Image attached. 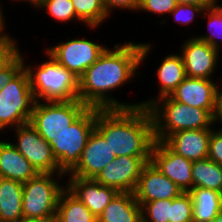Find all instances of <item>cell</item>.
<instances>
[{
	"label": "cell",
	"instance_id": "cell-1",
	"mask_svg": "<svg viewBox=\"0 0 222 222\" xmlns=\"http://www.w3.org/2000/svg\"><path fill=\"white\" fill-rule=\"evenodd\" d=\"M150 43L126 42L104 50L98 59L79 78V100L88 107L99 109L132 108L140 103H123L109 92L120 89L137 75V69L148 57ZM109 94V95H108ZM112 96V97H111Z\"/></svg>",
	"mask_w": 222,
	"mask_h": 222
},
{
	"label": "cell",
	"instance_id": "cell-2",
	"mask_svg": "<svg viewBox=\"0 0 222 222\" xmlns=\"http://www.w3.org/2000/svg\"><path fill=\"white\" fill-rule=\"evenodd\" d=\"M95 129L116 157H151L154 124L148 108H96Z\"/></svg>",
	"mask_w": 222,
	"mask_h": 222
},
{
	"label": "cell",
	"instance_id": "cell-3",
	"mask_svg": "<svg viewBox=\"0 0 222 222\" xmlns=\"http://www.w3.org/2000/svg\"><path fill=\"white\" fill-rule=\"evenodd\" d=\"M48 61L39 65L24 64L36 101H71L79 99V78L61 66L45 50ZM35 69V70H34Z\"/></svg>",
	"mask_w": 222,
	"mask_h": 222
},
{
	"label": "cell",
	"instance_id": "cell-4",
	"mask_svg": "<svg viewBox=\"0 0 222 222\" xmlns=\"http://www.w3.org/2000/svg\"><path fill=\"white\" fill-rule=\"evenodd\" d=\"M148 109L154 124L155 140L164 141L170 134L188 129H212L213 118L206 109H199L170 96L156 99Z\"/></svg>",
	"mask_w": 222,
	"mask_h": 222
},
{
	"label": "cell",
	"instance_id": "cell-5",
	"mask_svg": "<svg viewBox=\"0 0 222 222\" xmlns=\"http://www.w3.org/2000/svg\"><path fill=\"white\" fill-rule=\"evenodd\" d=\"M66 174L38 173L23 183V217L52 220L56 217L57 204L66 185L56 179ZM56 177V178H55Z\"/></svg>",
	"mask_w": 222,
	"mask_h": 222
},
{
	"label": "cell",
	"instance_id": "cell-6",
	"mask_svg": "<svg viewBox=\"0 0 222 222\" xmlns=\"http://www.w3.org/2000/svg\"><path fill=\"white\" fill-rule=\"evenodd\" d=\"M35 102L28 73L23 68L0 91V131L30 123Z\"/></svg>",
	"mask_w": 222,
	"mask_h": 222
},
{
	"label": "cell",
	"instance_id": "cell-7",
	"mask_svg": "<svg viewBox=\"0 0 222 222\" xmlns=\"http://www.w3.org/2000/svg\"><path fill=\"white\" fill-rule=\"evenodd\" d=\"M95 123L96 108L89 107L62 134L49 142L62 173L68 174L78 164Z\"/></svg>",
	"mask_w": 222,
	"mask_h": 222
},
{
	"label": "cell",
	"instance_id": "cell-8",
	"mask_svg": "<svg viewBox=\"0 0 222 222\" xmlns=\"http://www.w3.org/2000/svg\"><path fill=\"white\" fill-rule=\"evenodd\" d=\"M88 108L79 99L71 101H36L30 123L39 135L49 143L62 134Z\"/></svg>",
	"mask_w": 222,
	"mask_h": 222
},
{
	"label": "cell",
	"instance_id": "cell-9",
	"mask_svg": "<svg viewBox=\"0 0 222 222\" xmlns=\"http://www.w3.org/2000/svg\"><path fill=\"white\" fill-rule=\"evenodd\" d=\"M15 148L31 163L38 173L64 174L59 170L50 144L39 135L31 123L13 128Z\"/></svg>",
	"mask_w": 222,
	"mask_h": 222
},
{
	"label": "cell",
	"instance_id": "cell-10",
	"mask_svg": "<svg viewBox=\"0 0 222 222\" xmlns=\"http://www.w3.org/2000/svg\"><path fill=\"white\" fill-rule=\"evenodd\" d=\"M107 47L85 38H74L45 48L52 57L80 78Z\"/></svg>",
	"mask_w": 222,
	"mask_h": 222
},
{
	"label": "cell",
	"instance_id": "cell-11",
	"mask_svg": "<svg viewBox=\"0 0 222 222\" xmlns=\"http://www.w3.org/2000/svg\"><path fill=\"white\" fill-rule=\"evenodd\" d=\"M151 157L119 156L94 179L118 192H134L144 166Z\"/></svg>",
	"mask_w": 222,
	"mask_h": 222
},
{
	"label": "cell",
	"instance_id": "cell-12",
	"mask_svg": "<svg viewBox=\"0 0 222 222\" xmlns=\"http://www.w3.org/2000/svg\"><path fill=\"white\" fill-rule=\"evenodd\" d=\"M150 161L162 174L173 181L182 192H189L192 189L193 161L174 152L164 141H155Z\"/></svg>",
	"mask_w": 222,
	"mask_h": 222
},
{
	"label": "cell",
	"instance_id": "cell-13",
	"mask_svg": "<svg viewBox=\"0 0 222 222\" xmlns=\"http://www.w3.org/2000/svg\"><path fill=\"white\" fill-rule=\"evenodd\" d=\"M179 52L188 77L212 79L217 70L219 51L196 37L187 38Z\"/></svg>",
	"mask_w": 222,
	"mask_h": 222
},
{
	"label": "cell",
	"instance_id": "cell-14",
	"mask_svg": "<svg viewBox=\"0 0 222 222\" xmlns=\"http://www.w3.org/2000/svg\"><path fill=\"white\" fill-rule=\"evenodd\" d=\"M116 158L104 137L94 129L90 134L78 164L68 177L95 178Z\"/></svg>",
	"mask_w": 222,
	"mask_h": 222
},
{
	"label": "cell",
	"instance_id": "cell-15",
	"mask_svg": "<svg viewBox=\"0 0 222 222\" xmlns=\"http://www.w3.org/2000/svg\"><path fill=\"white\" fill-rule=\"evenodd\" d=\"M181 193H183L181 189L162 174L151 161L144 166L134 191L138 203L172 200Z\"/></svg>",
	"mask_w": 222,
	"mask_h": 222
},
{
	"label": "cell",
	"instance_id": "cell-16",
	"mask_svg": "<svg viewBox=\"0 0 222 222\" xmlns=\"http://www.w3.org/2000/svg\"><path fill=\"white\" fill-rule=\"evenodd\" d=\"M66 188L78 198L98 218L105 207L119 193L117 190L103 186L94 178L69 177Z\"/></svg>",
	"mask_w": 222,
	"mask_h": 222
},
{
	"label": "cell",
	"instance_id": "cell-17",
	"mask_svg": "<svg viewBox=\"0 0 222 222\" xmlns=\"http://www.w3.org/2000/svg\"><path fill=\"white\" fill-rule=\"evenodd\" d=\"M219 82L213 79L188 77L170 94L173 100L199 109H206L213 115L215 108V93Z\"/></svg>",
	"mask_w": 222,
	"mask_h": 222
},
{
	"label": "cell",
	"instance_id": "cell-18",
	"mask_svg": "<svg viewBox=\"0 0 222 222\" xmlns=\"http://www.w3.org/2000/svg\"><path fill=\"white\" fill-rule=\"evenodd\" d=\"M212 129H188L170 134L164 142L177 154L198 161L208 156Z\"/></svg>",
	"mask_w": 222,
	"mask_h": 222
},
{
	"label": "cell",
	"instance_id": "cell-19",
	"mask_svg": "<svg viewBox=\"0 0 222 222\" xmlns=\"http://www.w3.org/2000/svg\"><path fill=\"white\" fill-rule=\"evenodd\" d=\"M38 172L12 142L0 140V177L25 183Z\"/></svg>",
	"mask_w": 222,
	"mask_h": 222
},
{
	"label": "cell",
	"instance_id": "cell-20",
	"mask_svg": "<svg viewBox=\"0 0 222 222\" xmlns=\"http://www.w3.org/2000/svg\"><path fill=\"white\" fill-rule=\"evenodd\" d=\"M160 66L156 69L157 81L160 84L159 94L156 98L140 102V106L148 108L156 99L170 96L176 87L186 78L184 62L181 54L166 55Z\"/></svg>",
	"mask_w": 222,
	"mask_h": 222
},
{
	"label": "cell",
	"instance_id": "cell-21",
	"mask_svg": "<svg viewBox=\"0 0 222 222\" xmlns=\"http://www.w3.org/2000/svg\"><path fill=\"white\" fill-rule=\"evenodd\" d=\"M98 222H142L134 192H119L97 218Z\"/></svg>",
	"mask_w": 222,
	"mask_h": 222
},
{
	"label": "cell",
	"instance_id": "cell-22",
	"mask_svg": "<svg viewBox=\"0 0 222 222\" xmlns=\"http://www.w3.org/2000/svg\"><path fill=\"white\" fill-rule=\"evenodd\" d=\"M23 183L0 177V222H18L23 217Z\"/></svg>",
	"mask_w": 222,
	"mask_h": 222
},
{
	"label": "cell",
	"instance_id": "cell-23",
	"mask_svg": "<svg viewBox=\"0 0 222 222\" xmlns=\"http://www.w3.org/2000/svg\"><path fill=\"white\" fill-rule=\"evenodd\" d=\"M193 222H211L222 213V193L206 188H192Z\"/></svg>",
	"mask_w": 222,
	"mask_h": 222
},
{
	"label": "cell",
	"instance_id": "cell-24",
	"mask_svg": "<svg viewBox=\"0 0 222 222\" xmlns=\"http://www.w3.org/2000/svg\"><path fill=\"white\" fill-rule=\"evenodd\" d=\"M55 220L56 222H98L91 211L67 188L60 194Z\"/></svg>",
	"mask_w": 222,
	"mask_h": 222
},
{
	"label": "cell",
	"instance_id": "cell-25",
	"mask_svg": "<svg viewBox=\"0 0 222 222\" xmlns=\"http://www.w3.org/2000/svg\"><path fill=\"white\" fill-rule=\"evenodd\" d=\"M198 187L222 193V166L209 158L193 161L192 188Z\"/></svg>",
	"mask_w": 222,
	"mask_h": 222
},
{
	"label": "cell",
	"instance_id": "cell-26",
	"mask_svg": "<svg viewBox=\"0 0 222 222\" xmlns=\"http://www.w3.org/2000/svg\"><path fill=\"white\" fill-rule=\"evenodd\" d=\"M76 16L88 28L95 29L109 18L103 0H71Z\"/></svg>",
	"mask_w": 222,
	"mask_h": 222
},
{
	"label": "cell",
	"instance_id": "cell-27",
	"mask_svg": "<svg viewBox=\"0 0 222 222\" xmlns=\"http://www.w3.org/2000/svg\"><path fill=\"white\" fill-rule=\"evenodd\" d=\"M204 17L208 18V30L210 34L196 36L197 39L207 42L210 46L221 50L220 39H222V5L217 4L215 0L213 4L206 8L203 12ZM220 38V39H219ZM219 40V42H218ZM220 45V46H219Z\"/></svg>",
	"mask_w": 222,
	"mask_h": 222
},
{
	"label": "cell",
	"instance_id": "cell-28",
	"mask_svg": "<svg viewBox=\"0 0 222 222\" xmlns=\"http://www.w3.org/2000/svg\"><path fill=\"white\" fill-rule=\"evenodd\" d=\"M33 8L38 10H47L54 19L67 23L71 20H78L83 23L77 16L71 0H38Z\"/></svg>",
	"mask_w": 222,
	"mask_h": 222
},
{
	"label": "cell",
	"instance_id": "cell-29",
	"mask_svg": "<svg viewBox=\"0 0 222 222\" xmlns=\"http://www.w3.org/2000/svg\"><path fill=\"white\" fill-rule=\"evenodd\" d=\"M142 222H169L171 199L139 203Z\"/></svg>",
	"mask_w": 222,
	"mask_h": 222
},
{
	"label": "cell",
	"instance_id": "cell-30",
	"mask_svg": "<svg viewBox=\"0 0 222 222\" xmlns=\"http://www.w3.org/2000/svg\"><path fill=\"white\" fill-rule=\"evenodd\" d=\"M193 202L188 192L172 199L169 222H193Z\"/></svg>",
	"mask_w": 222,
	"mask_h": 222
},
{
	"label": "cell",
	"instance_id": "cell-31",
	"mask_svg": "<svg viewBox=\"0 0 222 222\" xmlns=\"http://www.w3.org/2000/svg\"><path fill=\"white\" fill-rule=\"evenodd\" d=\"M9 35L0 36V71L8 67L21 53L18 43Z\"/></svg>",
	"mask_w": 222,
	"mask_h": 222
},
{
	"label": "cell",
	"instance_id": "cell-32",
	"mask_svg": "<svg viewBox=\"0 0 222 222\" xmlns=\"http://www.w3.org/2000/svg\"><path fill=\"white\" fill-rule=\"evenodd\" d=\"M211 5H187V4H177L175 9L170 13L173 15L174 21L180 24L189 25L194 21L197 14L203 16V12L206 8Z\"/></svg>",
	"mask_w": 222,
	"mask_h": 222
},
{
	"label": "cell",
	"instance_id": "cell-33",
	"mask_svg": "<svg viewBox=\"0 0 222 222\" xmlns=\"http://www.w3.org/2000/svg\"><path fill=\"white\" fill-rule=\"evenodd\" d=\"M176 5V0H140L138 10H141L140 12L144 11L156 15L168 14L169 16Z\"/></svg>",
	"mask_w": 222,
	"mask_h": 222
},
{
	"label": "cell",
	"instance_id": "cell-34",
	"mask_svg": "<svg viewBox=\"0 0 222 222\" xmlns=\"http://www.w3.org/2000/svg\"><path fill=\"white\" fill-rule=\"evenodd\" d=\"M207 158L222 166V131L219 129L212 128Z\"/></svg>",
	"mask_w": 222,
	"mask_h": 222
},
{
	"label": "cell",
	"instance_id": "cell-35",
	"mask_svg": "<svg viewBox=\"0 0 222 222\" xmlns=\"http://www.w3.org/2000/svg\"><path fill=\"white\" fill-rule=\"evenodd\" d=\"M24 55H20L4 70L0 71V91L24 68Z\"/></svg>",
	"mask_w": 222,
	"mask_h": 222
},
{
	"label": "cell",
	"instance_id": "cell-36",
	"mask_svg": "<svg viewBox=\"0 0 222 222\" xmlns=\"http://www.w3.org/2000/svg\"><path fill=\"white\" fill-rule=\"evenodd\" d=\"M105 10L110 17V13L114 11V9H127L138 12V7L140 0H103Z\"/></svg>",
	"mask_w": 222,
	"mask_h": 222
},
{
	"label": "cell",
	"instance_id": "cell-37",
	"mask_svg": "<svg viewBox=\"0 0 222 222\" xmlns=\"http://www.w3.org/2000/svg\"><path fill=\"white\" fill-rule=\"evenodd\" d=\"M213 123L217 124L222 119V85L217 84L215 93V108L212 115Z\"/></svg>",
	"mask_w": 222,
	"mask_h": 222
},
{
	"label": "cell",
	"instance_id": "cell-38",
	"mask_svg": "<svg viewBox=\"0 0 222 222\" xmlns=\"http://www.w3.org/2000/svg\"><path fill=\"white\" fill-rule=\"evenodd\" d=\"M177 4L212 5L215 0H176Z\"/></svg>",
	"mask_w": 222,
	"mask_h": 222
},
{
	"label": "cell",
	"instance_id": "cell-39",
	"mask_svg": "<svg viewBox=\"0 0 222 222\" xmlns=\"http://www.w3.org/2000/svg\"><path fill=\"white\" fill-rule=\"evenodd\" d=\"M1 7L2 6H1V3H0V36L8 34V33H5L6 26H5V22H4L5 20L4 19H6V18H4L5 16H3L4 13H3Z\"/></svg>",
	"mask_w": 222,
	"mask_h": 222
},
{
	"label": "cell",
	"instance_id": "cell-40",
	"mask_svg": "<svg viewBox=\"0 0 222 222\" xmlns=\"http://www.w3.org/2000/svg\"><path fill=\"white\" fill-rule=\"evenodd\" d=\"M18 222H56V220L55 219H52V220H41V219H36V218L22 217Z\"/></svg>",
	"mask_w": 222,
	"mask_h": 222
},
{
	"label": "cell",
	"instance_id": "cell-41",
	"mask_svg": "<svg viewBox=\"0 0 222 222\" xmlns=\"http://www.w3.org/2000/svg\"><path fill=\"white\" fill-rule=\"evenodd\" d=\"M14 1H25L28 2L31 6H33L38 0H14Z\"/></svg>",
	"mask_w": 222,
	"mask_h": 222
},
{
	"label": "cell",
	"instance_id": "cell-42",
	"mask_svg": "<svg viewBox=\"0 0 222 222\" xmlns=\"http://www.w3.org/2000/svg\"><path fill=\"white\" fill-rule=\"evenodd\" d=\"M211 222H222V213L216 219H213Z\"/></svg>",
	"mask_w": 222,
	"mask_h": 222
},
{
	"label": "cell",
	"instance_id": "cell-43",
	"mask_svg": "<svg viewBox=\"0 0 222 222\" xmlns=\"http://www.w3.org/2000/svg\"><path fill=\"white\" fill-rule=\"evenodd\" d=\"M221 122V125H222V119L219 121V124ZM220 131H222V127L218 128Z\"/></svg>",
	"mask_w": 222,
	"mask_h": 222
}]
</instances>
